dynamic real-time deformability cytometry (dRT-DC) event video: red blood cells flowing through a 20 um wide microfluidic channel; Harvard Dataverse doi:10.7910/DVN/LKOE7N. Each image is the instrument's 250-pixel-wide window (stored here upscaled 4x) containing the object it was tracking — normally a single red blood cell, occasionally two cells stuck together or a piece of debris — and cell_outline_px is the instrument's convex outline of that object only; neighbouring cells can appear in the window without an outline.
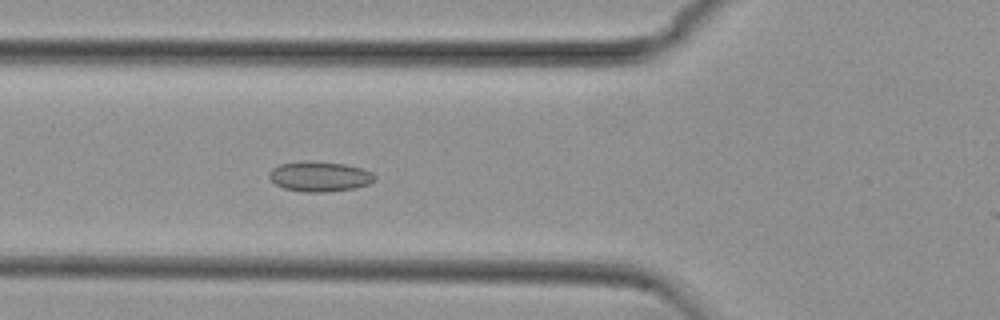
{"species": "common noctule bat (a hibernating species)", "species_latin": "Nyctalus noctula", "temperature_condition": "cold", "stored_images_in_passage": 13, "camera_frame_rate_fps": 3000, "um_per_image_px": 0.085, "animal": {"sex": "female", "body_mass_g": 29.2, "forearm_length_mm": 56.3}, "frame": {"image": 1, "passage_image": 12, "time_ms": 3.667, "image_size_px": [1000, 320], "cell_outline_px": [[376, 180], [368, 184], [356, 188], [328, 192], [300, 192], [284, 188], [276, 184], [268, 176], [272, 168], [280, 164], [304, 160], [312, 160], [344, 164], [364, 168], [372, 172], [376, 176]], "centroid_in_image_um": [27.2, 14.99], "position_along_channel_um": 98.6, "area_um2": 18.84}}